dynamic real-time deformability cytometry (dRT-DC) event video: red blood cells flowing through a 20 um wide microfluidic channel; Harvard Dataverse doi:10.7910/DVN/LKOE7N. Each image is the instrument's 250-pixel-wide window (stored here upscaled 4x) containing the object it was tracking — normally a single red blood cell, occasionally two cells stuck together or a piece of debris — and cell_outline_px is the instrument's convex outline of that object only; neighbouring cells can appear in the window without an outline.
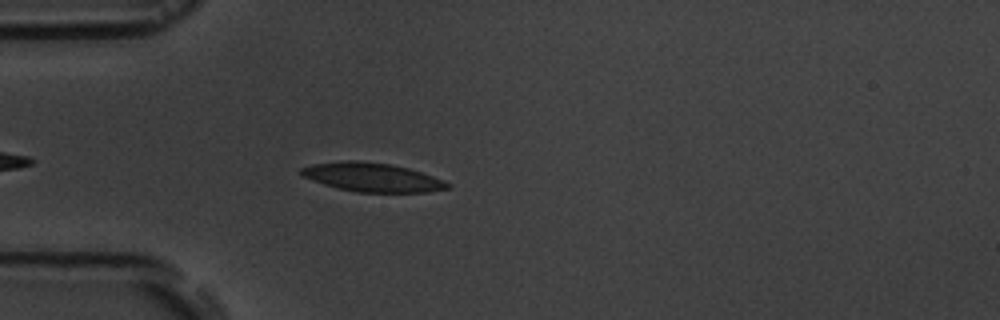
{"species": "common noctule bat (a hibernating species)", "species_latin": "Nyctalus noctula", "temperature_condition": "room temperature", "stored_images_in_passage": 2, "camera_frame_rate_fps": 3000, "um_per_image_px": 0.085, "animal": {"sex": "male", "body_mass_g": 19.5, "forearm_length_mm": 54.6}, "frame": {"image": 1, "passage_image": 2, "time_ms": 1.0, "image_size_px": [1000, 320], "cell_outline_px": [[452, 184], [448, 188], [428, 192], [356, 192], [324, 184], [300, 176], [300, 168], [312, 164], [344, 160], [356, 160], [392, 164], [408, 168], [444, 180]], "centroid_in_image_um": [31.62, 15.06], "position_along_channel_um": 53.4, "area_um2": 24.57}}